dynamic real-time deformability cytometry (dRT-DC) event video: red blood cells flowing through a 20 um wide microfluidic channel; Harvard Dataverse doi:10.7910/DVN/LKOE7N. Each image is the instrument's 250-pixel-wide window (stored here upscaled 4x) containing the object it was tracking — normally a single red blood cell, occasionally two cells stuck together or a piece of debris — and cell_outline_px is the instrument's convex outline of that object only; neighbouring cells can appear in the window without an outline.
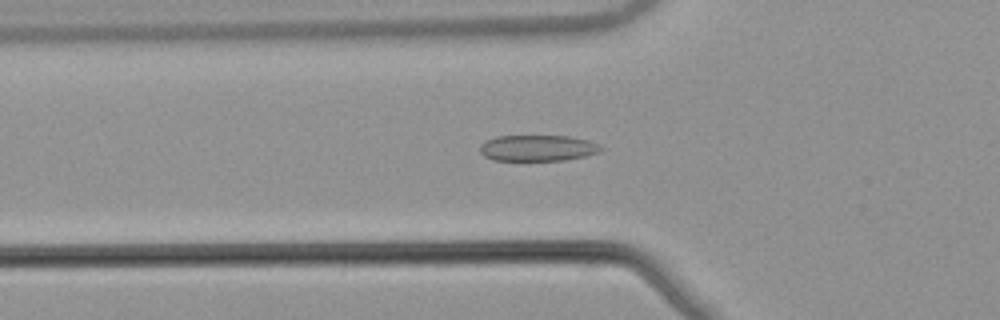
{"species": "common noctule bat (a hibernating species)", "species_latin": "Nyctalus noctula", "temperature_condition": "warm", "stored_images_in_passage": 38, "camera_frame_rate_fps": 3000, "um_per_image_px": 0.085, "animal": {"sex": "male", "body_mass_g": 21.5, "forearm_length_mm": 52.0}, "frame": {"image": 1, "passage_image": 5, "time_ms": 1.333, "image_size_px": [1000, 320], "cell_outline_px": [[604, 148], [600, 152], [584, 156], [564, 160], [492, 160], [484, 156], [480, 152], [480, 148], [488, 140], [496, 136], [568, 136], [588, 140]], "centroid_in_image_um": [45.72, 12.58], "position_along_channel_um": 80.1, "area_um2": 18.15}}
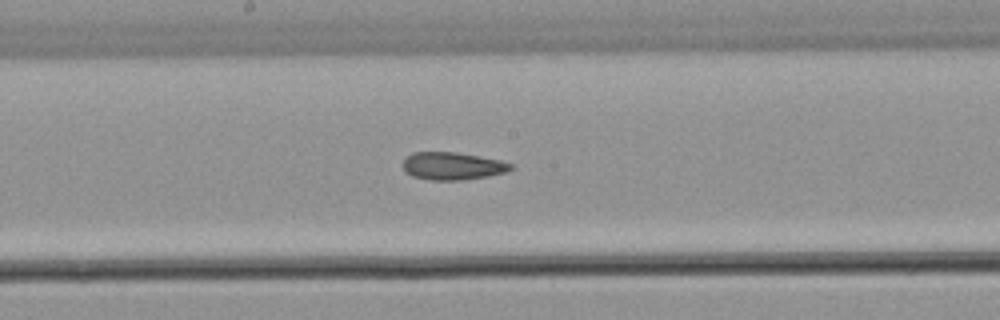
{"frame": {"image": 2, "passage_image": 15, "time_ms": 4.667, "image_size_px": [1000, 320], "cell_outline_px": [[512, 168], [504, 172], [488, 176], [464, 180], [432, 180], [412, 176], [404, 172], [404, 160], [412, 152], [456, 152], [480, 156], [500, 160], [512, 164]], "centroid_in_image_um": [38.45, 14.11], "position_along_channel_um": 209.8, "area_um2": 17.28}}
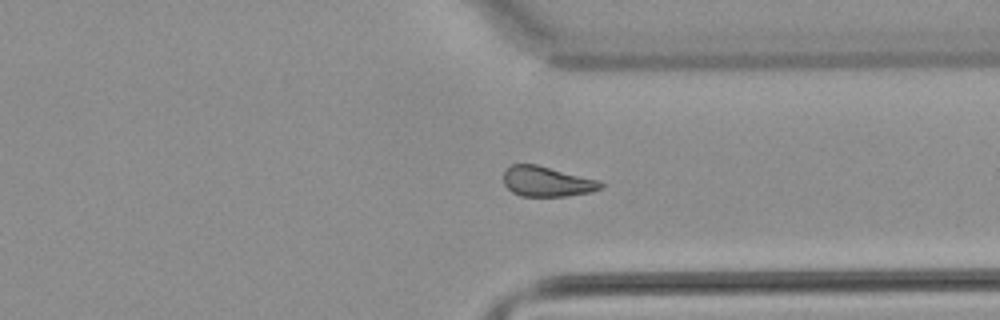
{"frame": {"image": 3, "passage_image": 27, "time_ms": 8.667, "image_size_px": [1000, 320], "cell_outline_px": [[604, 188], [592, 192], [568, 196], [520, 196], [512, 192], [504, 184], [504, 172], [512, 164], [536, 164], [600, 180], [604, 184]], "centroid_in_image_um": [46.53, 15.43], "position_along_channel_um": 364.9, "area_um2": 17.22}}